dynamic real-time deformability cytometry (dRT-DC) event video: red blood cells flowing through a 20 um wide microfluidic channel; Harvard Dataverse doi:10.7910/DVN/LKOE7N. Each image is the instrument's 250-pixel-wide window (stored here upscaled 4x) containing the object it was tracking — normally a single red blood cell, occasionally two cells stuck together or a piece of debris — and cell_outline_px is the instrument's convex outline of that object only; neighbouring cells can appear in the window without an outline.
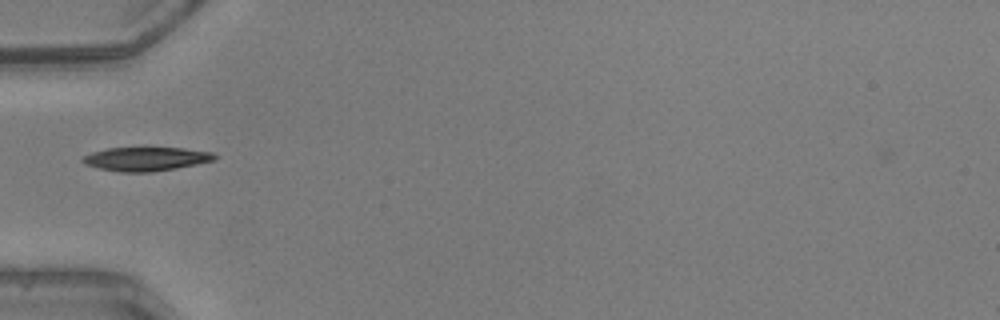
{"species": "common noctule bat (a hibernating species)", "species_latin": "Nyctalus noctula", "temperature_condition": "warm", "stored_images_in_passage": 36, "camera_frame_rate_fps": 3000, "um_per_image_px": 0.085, "animal": {"sex": "male", "body_mass_g": 20.5, "forearm_length_mm": 52.5}, "frame": {"image": 1, "passage_image": 4, "time_ms": 1.0, "image_size_px": [1000, 320], "cell_outline_px": [[216, 160], [176, 168], [152, 172], [120, 172], [100, 168], [84, 164], [80, 160], [84, 156], [92, 152], [108, 148], [184, 148], [212, 152], [216, 156]], "centroid_in_image_um": [12.41, 13.51], "position_along_channel_um": 72.6, "area_um2": 18.21}}
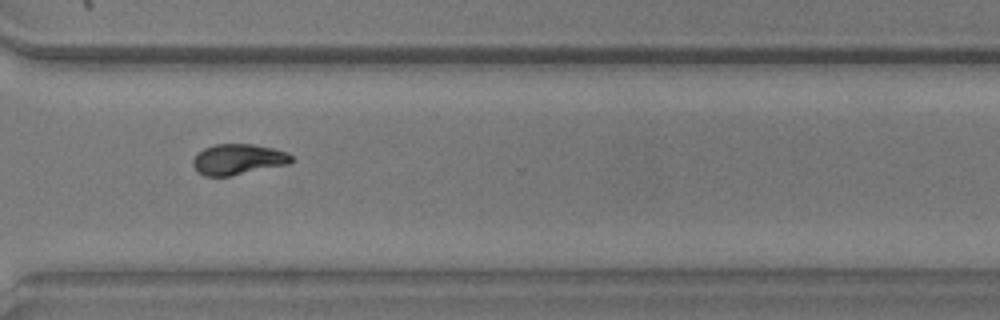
{"frame": {"image": 2, "passage_image": 24, "time_ms": 7.667, "image_size_px": [1000, 320], "cell_outline_px": [[296, 160], [292, 164], [228, 176], [204, 176], [196, 172], [192, 164], [192, 160], [204, 148], [216, 144], [252, 144], [272, 148], [288, 152]], "centroid_in_image_um": [20.28, 13.55], "position_along_channel_um": 350.3, "area_um2": 17.8}}
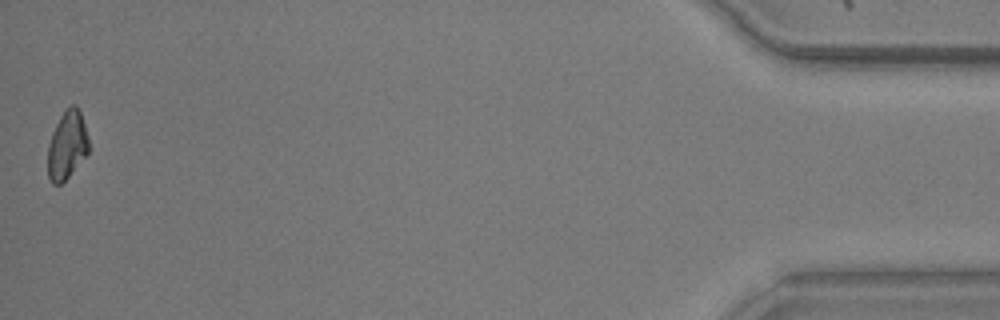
{"frame": {"image": 3, "passage_image": 36, "time_ms": 11.667, "image_size_px": [1000, 320], "cell_outline_px": [[88, 152], [68, 176], [60, 184], [52, 184], [48, 176], [48, 144], [52, 132], [60, 116], [72, 104], [76, 104], [80, 112], [88, 136]], "centroid_in_image_um": [5.68, 12.33], "position_along_channel_um": 429.5, "area_um2": 15.95}, "authors_computed_cell_mechanics": {"area_um2": 17.5423, "velocity_mm_per_s": 4.1603, "shape_relaxation_time_tau1_ms": 2.968, "shape_relaxation_time_tau2_ms": 3.355, "deformation_change_tau1": 0.1448, "deformation_change_tau2": 0.0715}}